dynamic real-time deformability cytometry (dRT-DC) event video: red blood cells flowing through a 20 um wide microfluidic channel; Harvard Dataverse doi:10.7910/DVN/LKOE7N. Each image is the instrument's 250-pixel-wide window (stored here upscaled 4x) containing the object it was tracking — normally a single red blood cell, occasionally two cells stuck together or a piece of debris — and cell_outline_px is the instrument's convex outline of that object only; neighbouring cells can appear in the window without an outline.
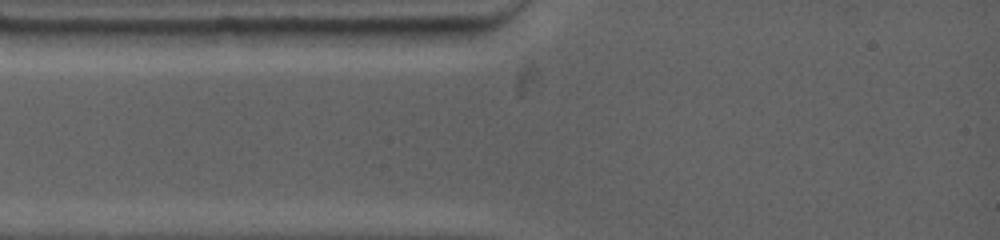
{"species": "common noctule bat (a hibernating species)", "species_latin": "Nyctalus noctula", "temperature_condition": "warm", "stored_images_in_passage": 2, "camera_frame_rate_fps": 4500, "um_per_image_px": 0.085, "animal": {"sex": "female", "body_mass_g": 19.0, "forearm_length_mm": 53.3}, "frame": {"image": 1, "passage_image": 1, "time_ms": 0.0, "image_size_px": [1000, 240], "cell_outline_px": [[508, 16], [500, 24], [484, 32], [456, 44], [404, 48], [368, 44], [360, 28]], "centroid_in_image_um": [36.48, 2.78], "position_along_channel_um": 48.5, "area_um2": 19.88}}